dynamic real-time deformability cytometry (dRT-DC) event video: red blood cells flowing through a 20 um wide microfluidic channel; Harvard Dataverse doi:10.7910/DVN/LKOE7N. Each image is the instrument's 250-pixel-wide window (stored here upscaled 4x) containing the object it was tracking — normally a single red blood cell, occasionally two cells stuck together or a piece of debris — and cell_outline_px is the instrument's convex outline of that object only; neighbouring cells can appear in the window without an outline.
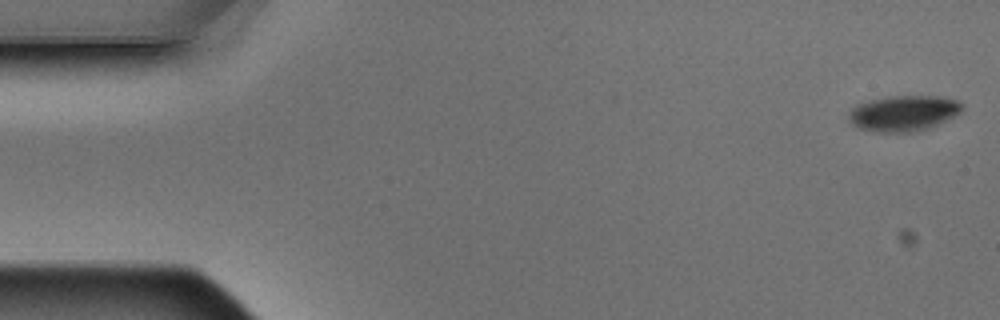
{"species": "Egyptian fruit bat (a non-hibernating species)", "species_latin": "Rousettus aegyptiacus", "temperature_condition": "warm", "stored_images_in_passage": 5, "camera_frame_rate_fps": 3000, "um_per_image_px": 0.085, "animal": {"sex": "male"}, "frame": {"image": 1, "passage_image": 1, "time_ms": 0.0, "image_size_px": [1000, 320], "cell_outline_px": [[964, 108], [956, 116], [948, 120], [928, 128], [912, 132], [876, 132], [860, 128], [852, 124], [848, 116], [848, 112], [856, 104], [868, 100], [888, 96], [940, 96], [960, 100], [964, 104]], "centroid_in_image_um": [76.83, 9.61], "position_along_channel_um": 8.2, "area_um2": 23.93}}
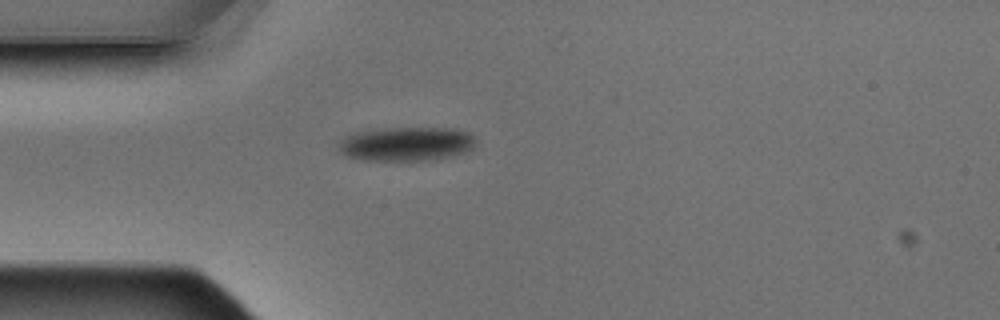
{"frame": {"image": 2, "passage_image": 5, "time_ms": 1.333, "image_size_px": [1000, 320], "cell_outline_px": [[476, 148], [468, 152], [436, 160], [360, 160], [344, 156], [340, 152], [336, 144], [340, 140], [356, 132], [384, 128], [456, 128], [468, 132], [476, 136]], "centroid_in_image_um": [34.6, 12.24], "position_along_channel_um": 50.4, "area_um2": 27.86}}